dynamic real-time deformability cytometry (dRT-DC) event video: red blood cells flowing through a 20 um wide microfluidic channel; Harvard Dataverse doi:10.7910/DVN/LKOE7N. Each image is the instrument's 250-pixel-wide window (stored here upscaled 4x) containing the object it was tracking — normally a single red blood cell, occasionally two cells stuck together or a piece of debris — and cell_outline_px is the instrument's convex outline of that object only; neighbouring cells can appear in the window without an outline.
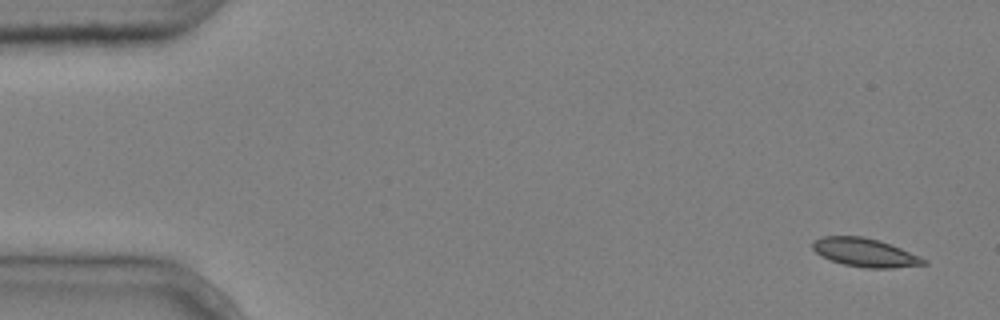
{"species": "common noctule bat (a hibernating species)", "species_latin": "Nyctalus noctula", "temperature_condition": "cold", "stored_images_in_passage": 5, "camera_frame_rate_fps": 3000, "um_per_image_px": 0.085, "animal": {"sex": "male", "body_mass_g": 20.4}, "frame": {"image": 1, "passage_image": 1, "time_ms": 0.0, "image_size_px": [1000, 320], "cell_outline_px": [[928, 264], [892, 268], [864, 268], [844, 264], [820, 256], [812, 248], [812, 244], [820, 236], [864, 236], [880, 240], [900, 248], [928, 260]], "centroid_in_image_um": [73.53, 21.46], "position_along_channel_um": 11.5, "area_um2": 18.44}}